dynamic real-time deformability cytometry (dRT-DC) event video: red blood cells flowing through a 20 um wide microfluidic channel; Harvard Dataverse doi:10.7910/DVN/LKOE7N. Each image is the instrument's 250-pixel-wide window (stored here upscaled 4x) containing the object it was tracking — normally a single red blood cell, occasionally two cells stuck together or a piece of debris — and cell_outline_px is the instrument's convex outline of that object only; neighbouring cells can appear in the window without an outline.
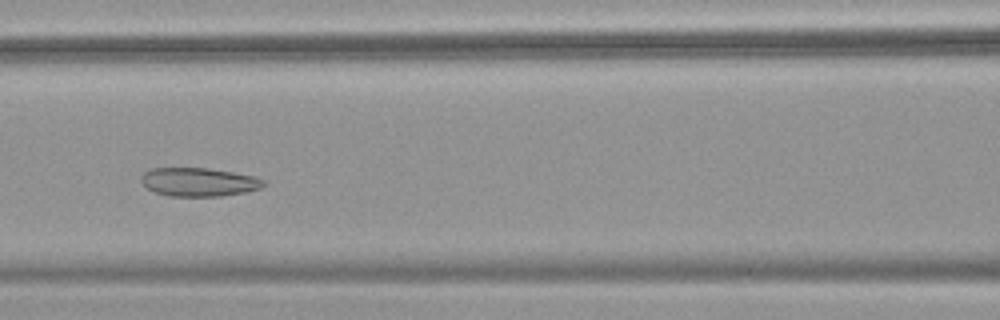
{"species": "common noctule bat (a hibernating species)", "species_latin": "Nyctalus noctula", "temperature_condition": "warm", "stored_images_in_passage": 52, "camera_frame_rate_fps": 3000, "um_per_image_px": 0.085, "animal": {"sex": "female", "body_mass_g": 18.4}, "frame": {"image": 1, "passage_image": 23, "time_ms": 7.333, "image_size_px": [1000, 320], "cell_outline_px": [[264, 184], [260, 188], [244, 192], [220, 196], [168, 196], [156, 192], [148, 188], [140, 180], [140, 176], [144, 172], [152, 168], [208, 168], [256, 176], [264, 180]], "centroid_in_image_um": [16.88, 15.46], "position_along_channel_um": 149.7, "area_um2": 20.29}}
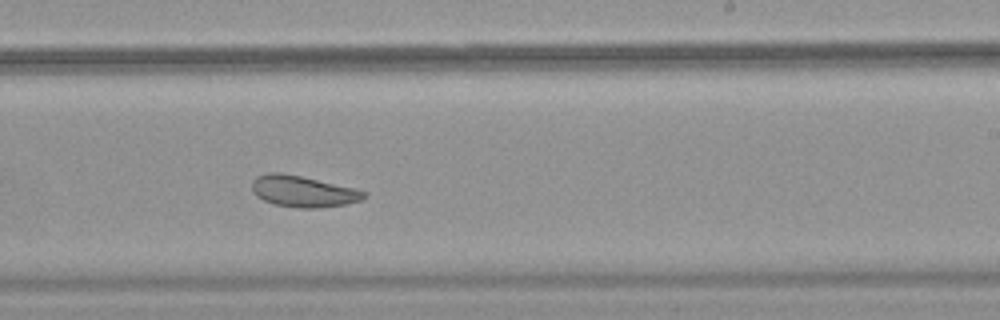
{"frame": {"image": 2, "passage_image": 32, "time_ms": 10.333, "image_size_px": [1000, 320], "cell_outline_px": [[368, 196], [360, 200], [344, 204], [316, 208], [296, 208], [276, 204], [264, 200], [256, 196], [252, 192], [252, 180], [256, 176], [268, 172], [280, 172], [300, 176], [356, 188], [368, 192]], "centroid_in_image_um": [25.75, 16.26], "position_along_channel_um": 263.2, "area_um2": 20.46}}
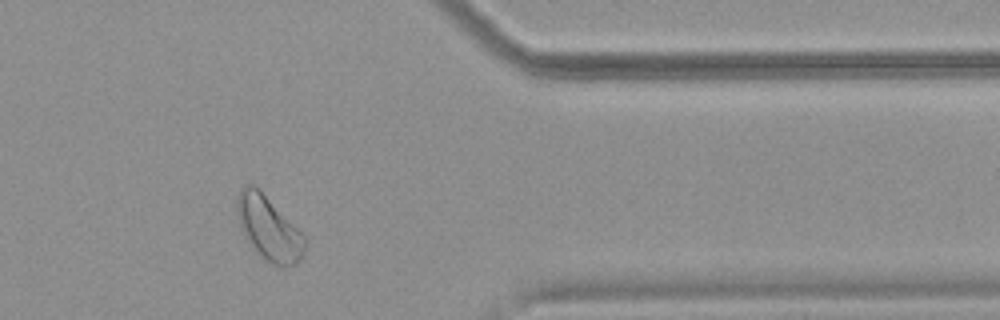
{"frame": {"image": 3, "passage_image": 43, "time_ms": 14.0, "image_size_px": [1000, 320], "cell_outline_px": [[308, 240], [304, 252], [300, 260], [296, 264], [284, 268], [272, 264], [264, 260], [256, 252], [244, 236], [240, 228], [236, 212], [236, 196], [240, 188], [248, 184], [256, 184], [260, 188]], "centroid_in_image_um": [22.82, 19.39], "position_along_channel_um": 388.6, "area_um2": 25.84}, "authors_computed_cell_mechanics": {"area_um2": 26.1545, "velocity_mm_per_s": 3.7966, "shape_relaxation_time_tau1_ms": null, "shape_relaxation_time_tau2_ms": 2.5833, "deformation_change_tau1": null, "deformation_change_tau2": 0.0761}}